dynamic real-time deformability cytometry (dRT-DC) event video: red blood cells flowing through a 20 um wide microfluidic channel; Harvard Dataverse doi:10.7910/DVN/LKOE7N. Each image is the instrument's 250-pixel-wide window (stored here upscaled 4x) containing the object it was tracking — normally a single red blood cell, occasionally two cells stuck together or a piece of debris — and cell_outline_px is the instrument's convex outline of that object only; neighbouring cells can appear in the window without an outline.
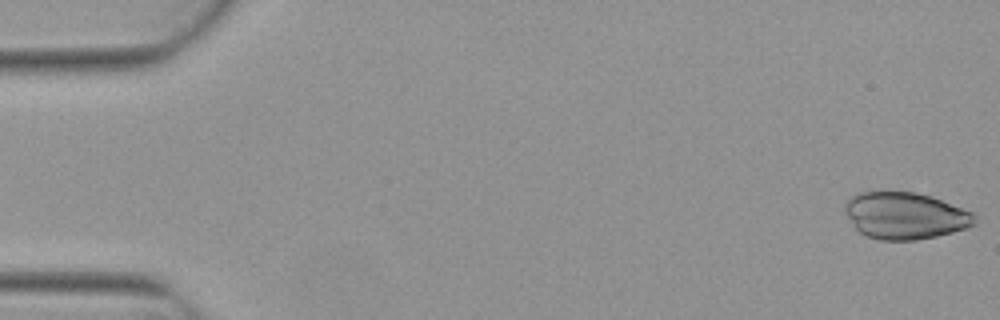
{"species": "Egyptian fruit bat (a non-hibernating species)", "species_latin": "Rousettus aegyptiacus", "temperature_condition": "warm", "stored_images_in_passage": 5, "camera_frame_rate_fps": 3000, "um_per_image_px": 0.085, "animal": {"sex": "female"}, "frame": {"image": 1, "passage_image": 1, "time_ms": 0.0, "image_size_px": [1000, 320], "cell_outline_px": [[976, 224], [968, 228], [936, 236], [916, 240], [880, 240], [864, 236], [852, 224], [844, 212], [844, 204], [856, 192], [916, 192], [932, 196], [972, 212], [976, 216]], "centroid_in_image_um": [76.93, 18.33], "position_along_channel_um": 8.1, "area_um2": 35.6}}